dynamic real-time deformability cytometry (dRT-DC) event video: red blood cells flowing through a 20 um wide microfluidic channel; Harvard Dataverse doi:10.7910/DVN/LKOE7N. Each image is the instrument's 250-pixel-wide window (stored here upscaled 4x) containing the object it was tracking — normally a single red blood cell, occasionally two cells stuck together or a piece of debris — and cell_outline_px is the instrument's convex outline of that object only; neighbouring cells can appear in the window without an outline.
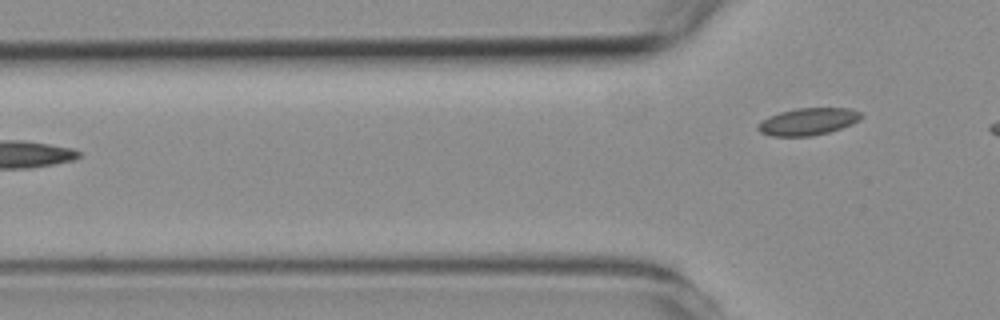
{"species": "common noctule bat (a hibernating species)", "species_latin": "Nyctalus noctula", "temperature_condition": "room temperature", "stored_images_in_passage": 2, "camera_frame_rate_fps": 3000, "um_per_image_px": 0.085, "animal": {"sex": "female", "body_mass_g": 19.3, "forearm_length_mm": 54.1}, "frame": {"image": 1, "passage_image": 2, "time_ms": 1.333, "image_size_px": [1000, 320], "cell_outline_px": [[864, 116], [852, 124], [828, 132], [812, 136], [772, 136], [760, 132], [756, 128], [756, 124], [768, 116], [780, 112], [796, 108], [848, 108], [860, 112]], "centroid_in_image_um": [68.65, 10.33], "position_along_channel_um": 57.2, "area_um2": 16.36}}